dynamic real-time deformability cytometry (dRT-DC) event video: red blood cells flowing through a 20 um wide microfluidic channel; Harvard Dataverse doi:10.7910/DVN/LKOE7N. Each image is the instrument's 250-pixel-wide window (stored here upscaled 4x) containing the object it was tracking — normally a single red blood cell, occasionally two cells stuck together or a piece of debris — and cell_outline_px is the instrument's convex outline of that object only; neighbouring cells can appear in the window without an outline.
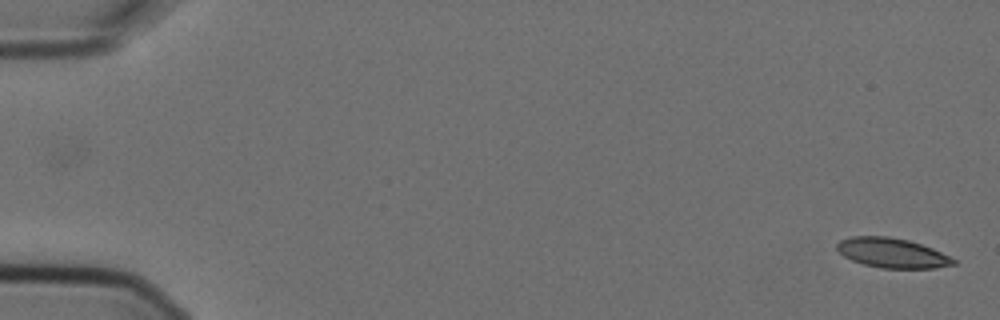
{"species": "Egyptian fruit bat (a non-hibernating species)", "species_latin": "Rousettus aegyptiacus", "temperature_condition": "cold", "stored_images_in_passage": 7, "camera_frame_rate_fps": 3000, "um_per_image_px": 0.085, "animal": {"sex": "female"}, "frame": {"image": 1, "passage_image": 1, "time_ms": 0.0, "image_size_px": [1000, 320], "cell_outline_px": [[956, 264], [936, 268], [880, 268], [864, 264], [852, 260], [844, 256], [836, 248], [836, 244], [840, 240], [852, 236], [888, 236], [908, 240], [932, 248], [956, 260]], "centroid_in_image_um": [75.81, 21.5], "position_along_channel_um": 9.2, "area_um2": 20.06}}
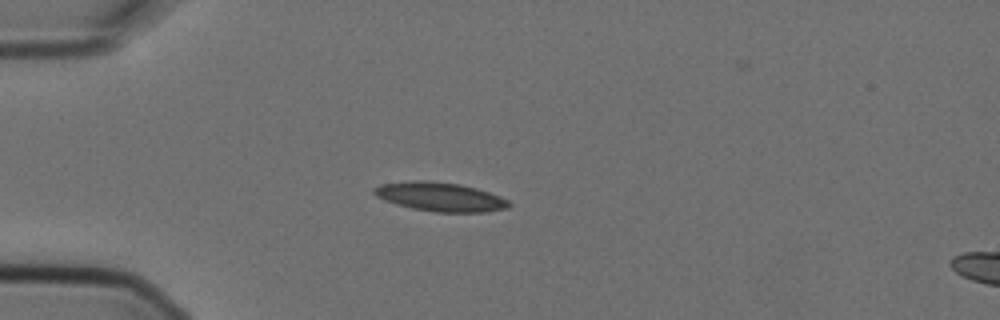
{"frame": {"image": 2, "passage_image": 5, "time_ms": 1.333, "image_size_px": [1000, 320], "cell_outline_px": [[512, 204], [508, 208], [488, 212], [436, 212], [412, 208], [396, 204], [384, 200], [376, 196], [372, 192], [372, 188], [380, 184], [412, 180], [424, 180], [460, 184], [476, 188], [500, 196], [508, 200]], "centroid_in_image_um": [37.4, 16.73], "position_along_channel_um": 47.6, "area_um2": 22.89}}
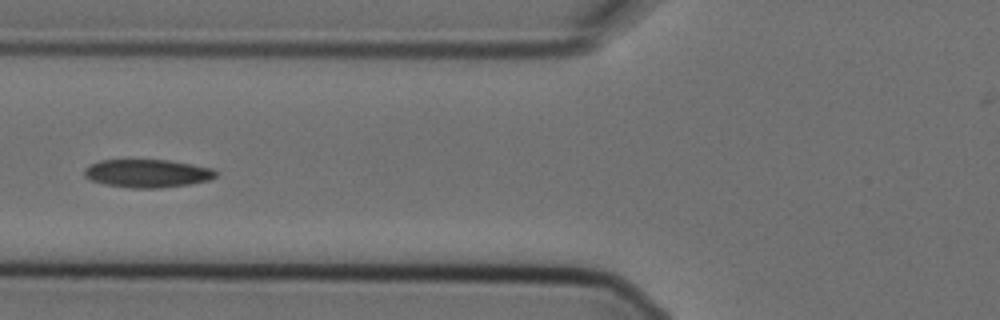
{"frame": {"image": 3, "passage_image": 7, "time_ms": 2.0, "image_size_px": [1000, 320], "cell_outline_px": [[216, 176], [208, 180], [192, 184], [160, 188], [132, 188], [104, 184], [92, 180], [84, 176], [84, 168], [100, 160], [168, 160], [192, 164], [212, 168], [216, 172]], "centroid_in_image_um": [12.53, 14.74], "position_along_channel_um": 113.3, "area_um2": 21.5}}